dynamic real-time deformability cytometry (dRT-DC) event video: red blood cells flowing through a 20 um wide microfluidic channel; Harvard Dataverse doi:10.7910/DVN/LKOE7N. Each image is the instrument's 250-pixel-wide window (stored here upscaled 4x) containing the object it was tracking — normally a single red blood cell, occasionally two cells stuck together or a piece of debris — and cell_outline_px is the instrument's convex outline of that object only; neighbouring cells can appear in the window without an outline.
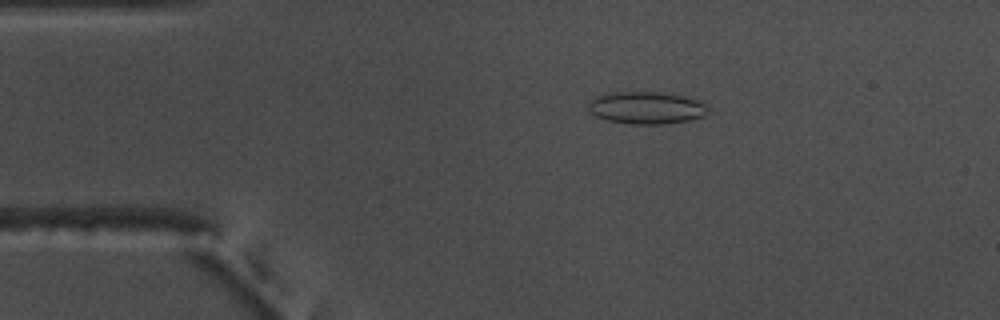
{"species": "common noctule bat (a hibernating species)", "species_latin": "Nyctalus noctula", "temperature_condition": "warm", "stored_images_in_passage": 45, "camera_frame_rate_fps": 3000, "um_per_image_px": 0.085, "animal": {"sex": "male", "body_mass_g": 17.5, "forearm_length_mm": 52.3}, "frame": {"image": 1, "passage_image": 1, "time_ms": 0.0, "image_size_px": [1000, 320], "cell_outline_px": [[708, 112], [704, 116], [688, 120], [664, 124], [632, 124], [608, 120], [596, 116], [588, 112], [588, 104], [596, 96], [612, 92], [664, 92], [684, 96], [696, 100], [704, 104], [708, 108]], "centroid_in_image_um": [54.92, 9.16], "position_along_channel_um": 30.1, "area_um2": 22.48}}
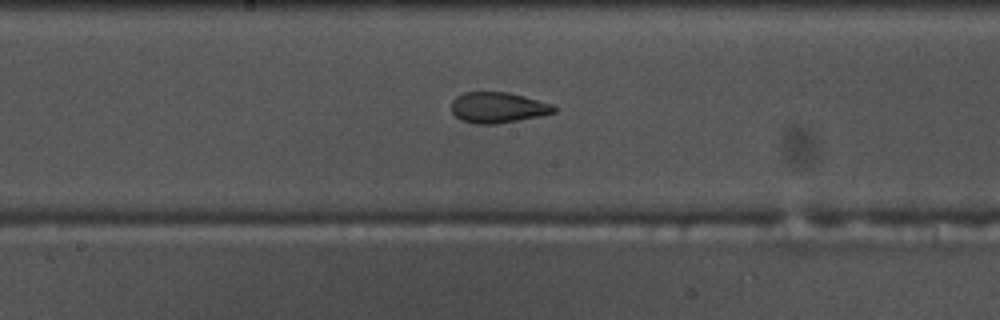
{"frame": {"image": 2, "passage_image": 19, "time_ms": 6.0, "image_size_px": [1000, 320], "cell_outline_px": [[556, 112], [540, 116], [496, 124], [472, 124], [460, 120], [452, 112], [452, 100], [456, 96], [464, 92], [508, 92], [524, 96], [552, 104], [556, 108]], "centroid_in_image_um": [42.3, 9.14], "position_along_channel_um": 205.9, "area_um2": 18.44}}
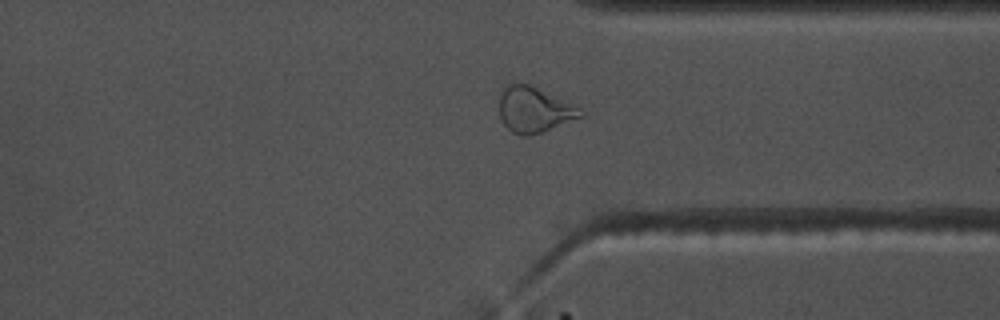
{"frame": {"image": 3, "passage_image": 32, "time_ms": 10.333, "image_size_px": [1000, 320], "cell_outline_px": [[584, 116], [540, 132], [528, 136], [520, 136], [512, 132], [504, 124], [500, 116], [500, 96], [504, 88], [508, 84], [528, 84], [572, 104], [584, 112]], "centroid_in_image_um": [45.39, 9.34], "position_along_channel_um": 366.0, "area_um2": 20.98}, "authors_computed_cell_mechanics": {"area_um2": 20.1722, "velocity_mm_per_s": 3.713, "shape_relaxation_time_tau1_ms": null, "shape_relaxation_time_tau2_ms": 1.2066, "deformation_change_tau1": null, "deformation_change_tau2": 0.069}}